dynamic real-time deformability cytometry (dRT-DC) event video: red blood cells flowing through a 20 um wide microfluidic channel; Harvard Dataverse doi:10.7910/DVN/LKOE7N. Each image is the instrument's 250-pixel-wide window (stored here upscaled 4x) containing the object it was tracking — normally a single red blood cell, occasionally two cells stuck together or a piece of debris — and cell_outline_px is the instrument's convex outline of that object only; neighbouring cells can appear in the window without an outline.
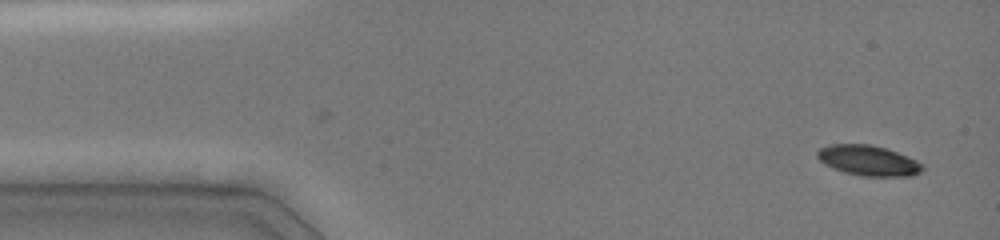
{"species": "common noctule bat (a hibernating species)", "species_latin": "Nyctalus noctula", "temperature_condition": "cold", "stored_images_in_passage": 2, "camera_frame_rate_fps": 3000, "um_per_image_px": 0.085, "animal": {"sex": "female", "body_mass_g": 19.0, "forearm_length_mm": 51.5}, "frame": {"image": 1, "passage_image": 2, "time_ms": 1.0, "image_size_px": [1000, 240], "cell_outline_px": [[924, 168], [920, 172], [912, 176], [864, 176], [844, 172], [824, 164], [816, 156], [816, 152], [820, 148], [832, 144], [868, 144], [884, 148], [908, 156], [924, 164]], "centroid_in_image_um": [73.82, 13.65], "position_along_channel_um": 11.2, "area_um2": 18.5}}